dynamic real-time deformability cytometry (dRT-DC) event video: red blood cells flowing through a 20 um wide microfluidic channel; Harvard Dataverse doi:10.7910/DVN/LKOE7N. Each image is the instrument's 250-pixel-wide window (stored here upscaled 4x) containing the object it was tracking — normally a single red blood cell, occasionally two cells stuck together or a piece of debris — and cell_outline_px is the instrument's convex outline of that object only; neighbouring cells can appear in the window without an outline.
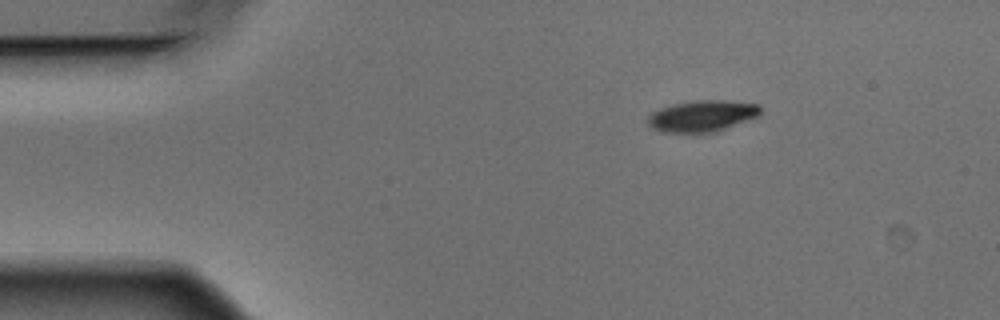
{"species": "Egyptian fruit bat (a non-hibernating species)", "species_latin": "Rousettus aegyptiacus", "temperature_condition": "warm", "stored_images_in_passage": 2, "camera_frame_rate_fps": 3000, "um_per_image_px": 0.085, "animal": {"sex": "male"}, "frame": {"image": 1, "passage_image": 1, "time_ms": 0.0, "image_size_px": [1000, 320], "cell_outline_px": [[760, 116], [716, 132], [664, 132], [652, 128], [648, 124], [648, 116], [652, 112], [660, 108], [672, 104], [696, 100], [724, 100], [760, 104]], "centroid_in_image_um": [59.71, 9.85], "position_along_channel_um": 25.3, "area_um2": 20.63}}